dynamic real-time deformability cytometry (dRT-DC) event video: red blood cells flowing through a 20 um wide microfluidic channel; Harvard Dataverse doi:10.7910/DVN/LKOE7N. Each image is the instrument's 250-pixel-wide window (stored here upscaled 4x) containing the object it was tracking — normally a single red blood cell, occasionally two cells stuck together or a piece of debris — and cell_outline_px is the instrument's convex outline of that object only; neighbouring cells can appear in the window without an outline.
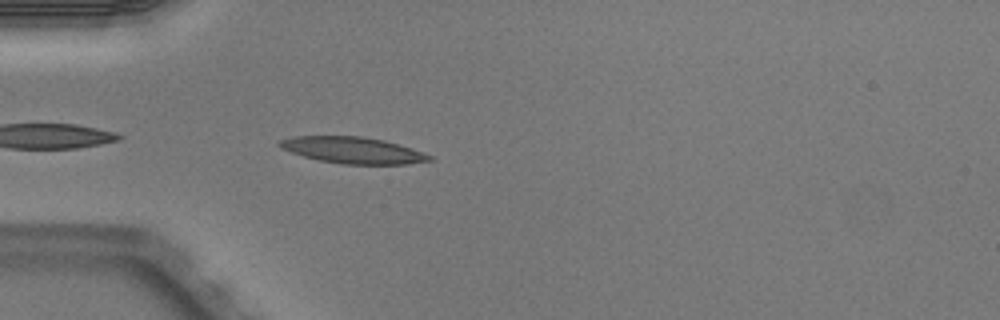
{"species": "Egyptian fruit bat (a non-hibernating species)", "species_latin": "Rousettus aegyptiacus", "temperature_condition": "warm", "stored_images_in_passage": 4, "camera_frame_rate_fps": 3000, "um_per_image_px": 0.085, "animal": {"sex": "male"}, "frame": {"image": 1, "passage_image": 4, "time_ms": 1.0, "image_size_px": [1000, 320], "cell_outline_px": [[432, 160], [404, 164], [344, 164], [320, 160], [304, 156], [280, 148], [276, 144], [280, 140], [292, 136], [360, 136], [384, 140], [412, 148], [432, 156]], "centroid_in_image_um": [29.96, 12.76], "position_along_channel_um": 55.0, "area_um2": 22.89}}